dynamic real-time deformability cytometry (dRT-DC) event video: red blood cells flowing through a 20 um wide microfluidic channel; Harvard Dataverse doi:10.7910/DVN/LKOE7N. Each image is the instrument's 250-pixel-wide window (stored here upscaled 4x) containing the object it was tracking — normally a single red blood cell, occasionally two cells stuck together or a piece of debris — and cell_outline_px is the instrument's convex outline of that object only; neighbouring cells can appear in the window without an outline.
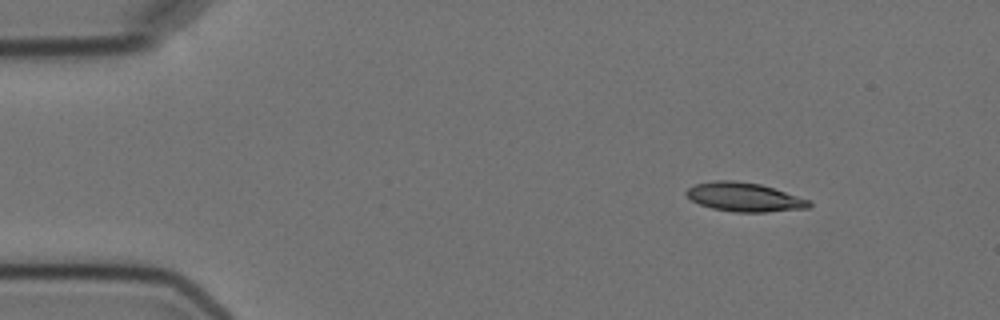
{"species": "Egyptian fruit bat (a non-hibernating species)", "species_latin": "Rousettus aegyptiacus", "temperature_condition": "cold", "stored_images_in_passage": 7, "camera_frame_rate_fps": 3000, "um_per_image_px": 0.085, "animal": {"sex": "female"}, "frame": {"image": 1, "passage_image": 1, "time_ms": 0.0, "image_size_px": [1000, 320], "cell_outline_px": [[812, 204], [808, 208], [764, 212], [732, 212], [712, 208], [700, 204], [692, 200], [684, 192], [688, 188], [696, 184], [716, 180], [732, 180], [760, 184], [812, 200]], "centroid_in_image_um": [63.29, 16.75], "position_along_channel_um": 21.7, "area_um2": 20.63}}
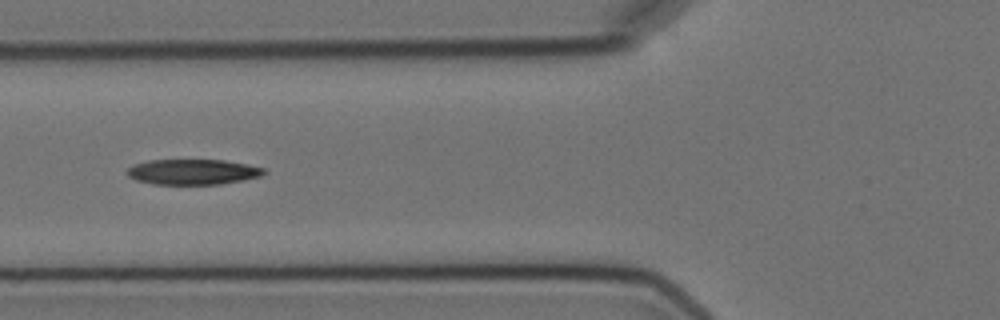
{"frame": {"image": 2, "passage_image": 5, "time_ms": 4.667, "image_size_px": [1000, 320], "cell_outline_px": [[268, 172], [260, 176], [220, 184], [152, 184], [136, 180], [128, 176], [124, 172], [132, 164], [148, 160], [224, 160], [248, 164], [264, 168]], "centroid_in_image_um": [16.35, 14.6], "position_along_channel_um": 109.5, "area_um2": 20.35}}
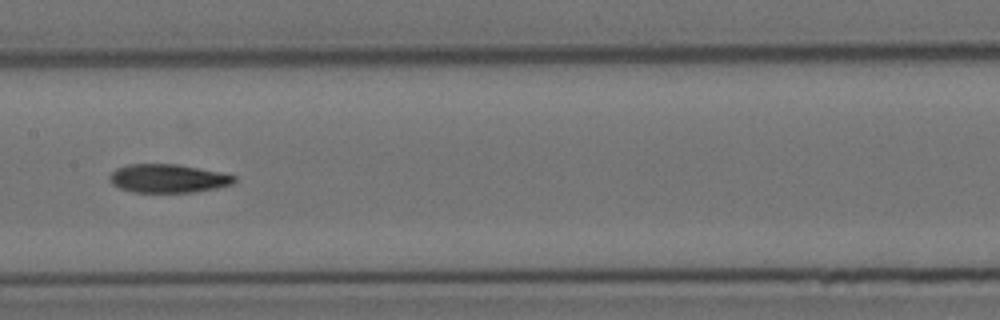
{"frame": {"image": 3, "passage_image": 7, "time_ms": 7.0, "image_size_px": [1000, 320], "cell_outline_px": [[236, 180], [232, 184], [216, 188], [196, 192], [132, 192], [120, 188], [112, 184], [108, 180], [108, 176], [116, 168], [128, 164], [176, 164], [220, 172], [236, 176]], "centroid_in_image_um": [14.25, 15.17], "position_along_channel_um": 193.1, "area_um2": 20.75}}